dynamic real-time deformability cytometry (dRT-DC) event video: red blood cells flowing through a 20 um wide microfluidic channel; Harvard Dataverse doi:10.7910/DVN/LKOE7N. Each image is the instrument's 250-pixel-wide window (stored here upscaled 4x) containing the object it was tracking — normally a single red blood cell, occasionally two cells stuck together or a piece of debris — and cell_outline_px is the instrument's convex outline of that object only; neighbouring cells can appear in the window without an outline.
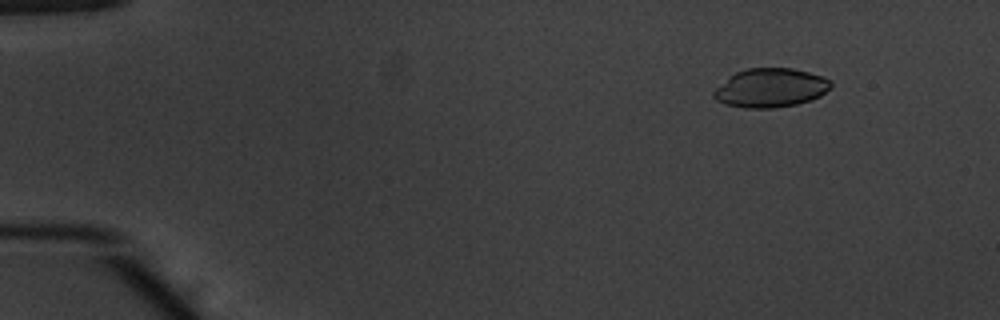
{"species": "common noctule bat (a hibernating species)", "species_latin": "Nyctalus noctula", "temperature_condition": "warm", "stored_images_in_passage": 49, "camera_frame_rate_fps": 3000, "um_per_image_px": 0.085, "animal": {"sex": "male", "body_mass_g": 20.1, "forearm_length_mm": 53.5}, "frame": {"image": 1, "passage_image": 2, "time_ms": 0.333, "image_size_px": [1000, 320], "cell_outline_px": [[832, 88], [820, 96], [812, 100], [796, 104], [772, 108], [744, 108], [724, 104], [716, 100], [712, 96], [712, 92], [728, 76], [736, 72], [748, 68], [792, 68], [824, 76], [832, 80]], "centroid_in_image_um": [65.51, 7.47], "position_along_channel_um": 19.5, "area_um2": 26.88}}
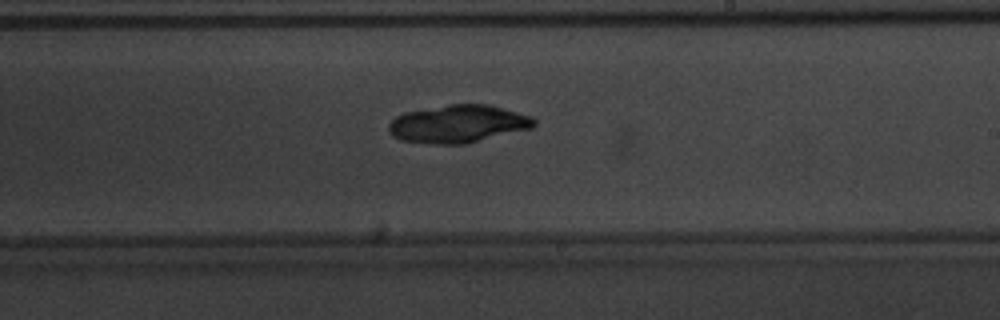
{"frame": {"image": 2, "passage_image": 28, "time_ms": 9.0, "image_size_px": [1000, 320], "cell_outline_px": [[536, 124], [532, 128], [464, 144], [436, 144], [400, 140], [392, 136], [388, 132], [388, 124], [396, 116], [404, 112], [448, 104], [488, 104], [504, 108], [532, 116], [536, 120]], "centroid_in_image_um": [38.93, 10.52], "position_along_channel_um": 250.1, "area_um2": 32.14}}
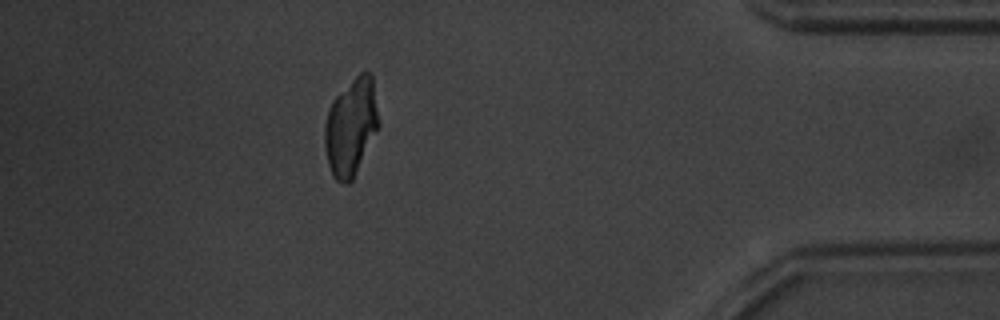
{"frame": {"image": 3, "passage_image": 43, "time_ms": 14.0, "image_size_px": [1000, 320], "cell_outline_px": [[380, 124], [352, 180], [348, 184], [344, 184], [336, 180], [332, 176], [328, 164], [324, 148], [324, 124], [332, 100], [360, 72], [368, 72], [372, 76], [380, 120]], "centroid_in_image_um": [29.82, 10.8], "position_along_channel_um": 405.4, "area_um2": 30.58}}